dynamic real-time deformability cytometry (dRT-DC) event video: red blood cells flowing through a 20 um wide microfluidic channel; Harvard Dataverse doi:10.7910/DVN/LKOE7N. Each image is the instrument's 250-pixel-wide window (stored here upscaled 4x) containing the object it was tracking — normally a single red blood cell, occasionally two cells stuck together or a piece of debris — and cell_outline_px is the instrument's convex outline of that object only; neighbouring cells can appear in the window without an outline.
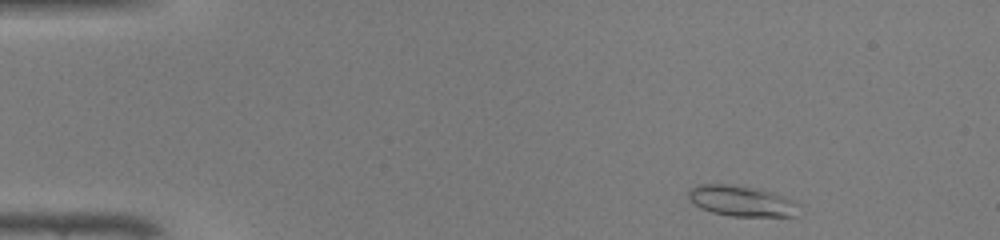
{"species": "common noctule bat (a hibernating species)", "species_latin": "Nyctalus noctula", "temperature_condition": "warm", "stored_images_in_passage": 42, "camera_frame_rate_fps": 3000, "um_per_image_px": 0.085, "animal": {"sex": "male", "body_mass_g": 19.0, "forearm_length_mm": 50.8}, "frame": {"image": 1, "passage_image": 1, "time_ms": 0.0, "image_size_px": [1000, 240], "cell_outline_px": [[800, 204], [796, 216], [732, 216], [712, 212], [700, 208], [688, 196], [688, 192], [692, 188], [700, 184], [732, 184], [756, 188], [772, 192], [784, 196]], "centroid_in_image_um": [63.06, 17.08], "position_along_channel_um": 21.9, "area_um2": 19.65}}
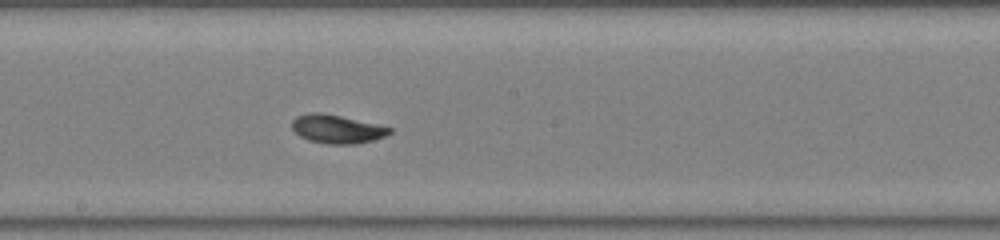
{"frame": {"image": 2, "passage_image": 21, "time_ms": 6.667, "image_size_px": [1000, 240], "cell_outline_px": [[392, 132], [384, 136], [372, 140], [356, 144], [328, 144], [308, 140], [300, 136], [292, 128], [292, 120], [296, 116], [308, 112], [320, 112], [340, 116], [376, 124], [392, 128]], "centroid_in_image_um": [28.61, 10.96], "position_along_channel_um": 219.6, "area_um2": 16.13}}
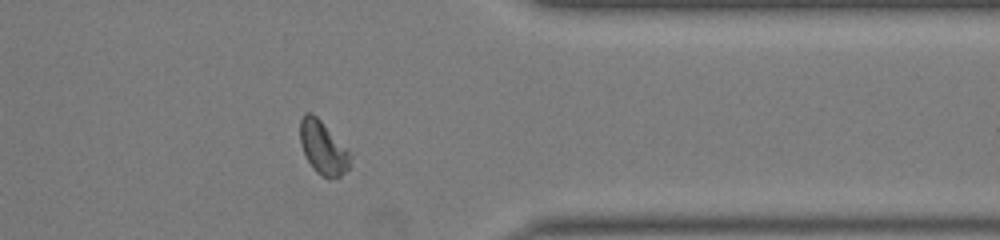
{"frame": {"image": 3, "passage_image": 33, "time_ms": 10.667, "image_size_px": [1000, 240], "cell_outline_px": [[348, 168], [340, 176], [328, 180], [316, 172], [312, 168], [300, 144], [300, 120], [304, 112], [312, 112], [320, 120], [348, 152]], "centroid_in_image_um": [27.39, 12.56], "position_along_channel_um": 384.0, "area_um2": 15.03}, "authors_computed_cell_mechanics": {"area_um2": 16.0684, "velocity_mm_per_s": 4.3235, "shape_relaxation_time_tau1_ms": 4.1996, "shape_relaxation_time_tau2_ms": 1.5909, "deformation_change_tau1": 0.1685, "deformation_change_tau2": 0.0616}}